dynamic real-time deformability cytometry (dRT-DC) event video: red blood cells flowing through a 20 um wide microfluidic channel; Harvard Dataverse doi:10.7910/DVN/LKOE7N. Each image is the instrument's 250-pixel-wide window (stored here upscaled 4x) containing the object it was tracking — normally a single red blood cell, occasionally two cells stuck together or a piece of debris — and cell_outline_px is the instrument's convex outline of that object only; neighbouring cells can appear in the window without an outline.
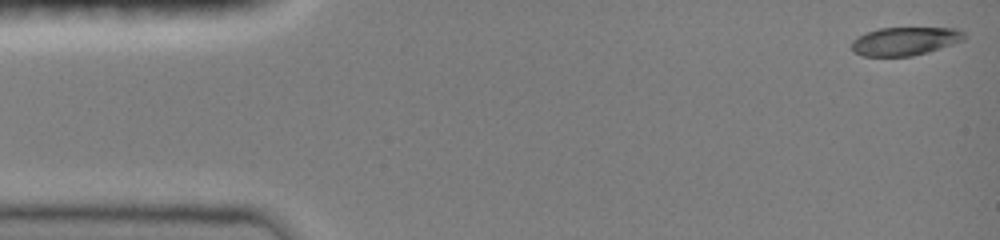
{"species": "common noctule bat (a hibernating species)", "species_latin": "Nyctalus noctula", "temperature_condition": "room temperature", "stored_images_in_passage": 34, "camera_frame_rate_fps": 3000, "um_per_image_px": 0.085, "animal": {"sex": "female", "body_mass_g": 19.0, "forearm_length_mm": 51.5}, "frame": {"image": 1, "passage_image": 1, "time_ms": 0.0, "image_size_px": [1000, 240], "cell_outline_px": [[964, 40], [928, 52], [912, 56], [864, 56], [852, 52], [852, 40], [856, 36], [880, 28], [956, 28], [964, 32]], "centroid_in_image_um": [76.89, 3.5], "position_along_channel_um": 8.1, "area_um2": 18.55}}
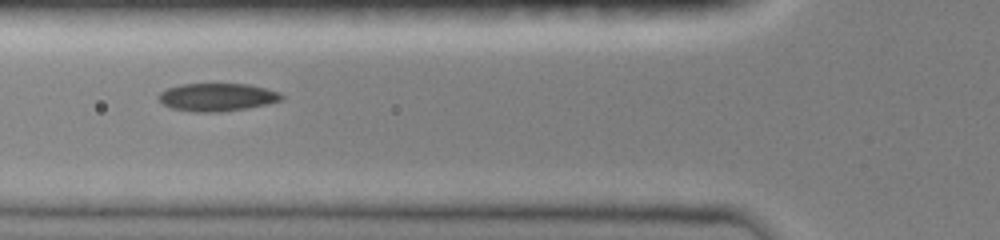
{"frame": {"image": 2, "passage_image": 23, "time_ms": 5.333, "image_size_px": [1000, 240], "cell_outline_px": [[284, 100], [268, 104], [248, 108], [220, 112], [196, 112], [172, 108], [164, 104], [156, 96], [160, 92], [168, 88], [180, 84], [248, 84], [280, 92], [284, 96]], "centroid_in_image_um": [18.49, 8.26], "position_along_channel_um": 107.3, "area_um2": 20.06}}
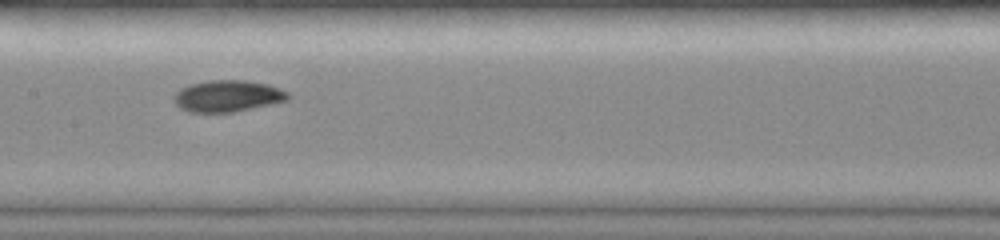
{"frame": {"image": 3, "passage_image": 33, "time_ms": 7.333, "image_size_px": [1000, 240], "cell_outline_px": [[292, 96], [288, 100], [232, 112], [188, 112], [180, 108], [172, 100], [172, 96], [180, 88], [188, 84], [208, 80], [244, 80], [268, 84], [280, 88], [288, 92]], "centroid_in_image_um": [19.31, 8.15], "position_along_channel_um": 188.1, "area_um2": 21.15}}